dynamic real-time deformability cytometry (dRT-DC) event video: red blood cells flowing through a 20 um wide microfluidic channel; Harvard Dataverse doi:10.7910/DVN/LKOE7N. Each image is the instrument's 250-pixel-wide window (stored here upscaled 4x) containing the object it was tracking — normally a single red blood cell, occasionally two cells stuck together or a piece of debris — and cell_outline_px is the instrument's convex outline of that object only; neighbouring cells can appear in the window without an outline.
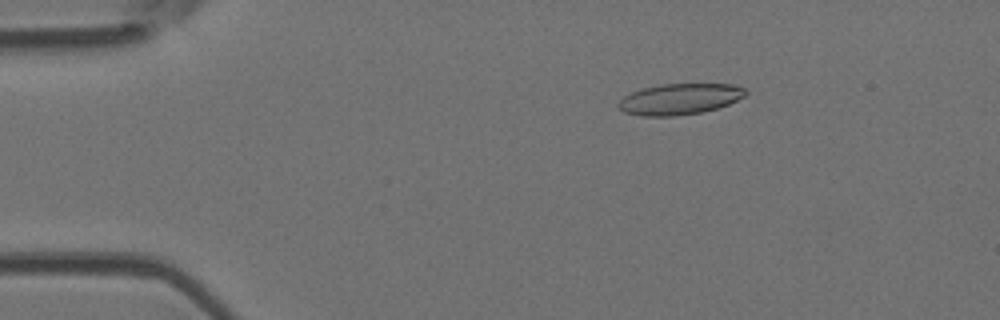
{"species": "Egyptian fruit bat (a non-hibernating species)", "species_latin": "Rousettus aegyptiacus", "temperature_condition": "room temperature", "stored_images_in_passage": 26, "camera_frame_rate_fps": 3000, "um_per_image_px": 0.085, "animal": {"sex": "female"}, "frame": {"image": 1, "passage_image": 5, "time_ms": 1.333, "image_size_px": [1000, 320], "cell_outline_px": [[748, 92], [744, 96], [728, 104], [716, 108], [700, 112], [676, 116], [640, 116], [624, 112], [616, 104], [624, 96], [632, 92], [644, 88], [660, 84], [736, 84], [744, 88]], "centroid_in_image_um": [57.76, 8.42], "position_along_channel_um": 27.2, "area_um2": 22.89}}
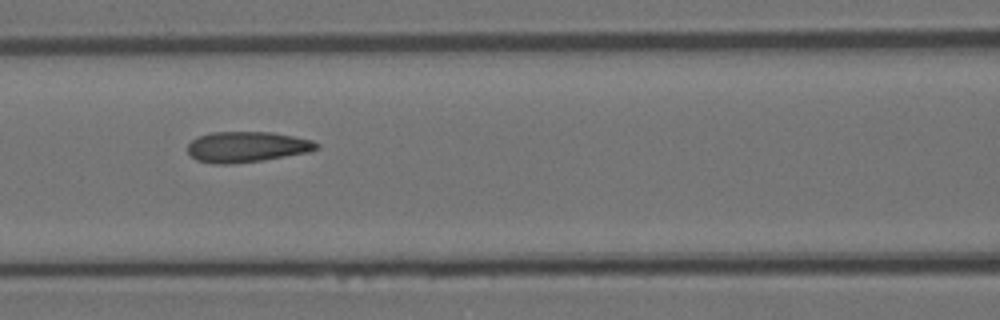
{"frame": {"image": 2, "passage_image": 19, "time_ms": 6.0, "image_size_px": [1000, 320], "cell_outline_px": [[320, 148], [308, 152], [264, 160], [228, 164], [212, 164], [196, 160], [188, 152], [188, 144], [196, 136], [212, 132], [272, 132], [312, 140], [320, 144]], "centroid_in_image_um": [20.97, 12.48], "position_along_channel_um": 145.6, "area_um2": 23.12}}
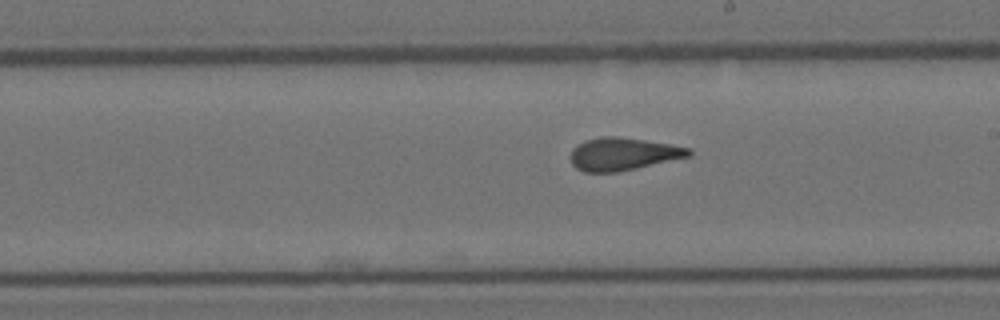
{"frame": {"image": 3, "passage_image": 26, "time_ms": 8.333, "image_size_px": [1000, 320], "cell_outline_px": [[692, 152], [688, 156], [636, 168], [616, 172], [584, 172], [576, 168], [572, 164], [572, 148], [588, 140], [600, 136], [616, 136], [672, 144], [692, 148]], "centroid_in_image_um": [52.97, 13.08], "position_along_channel_um": 236.0, "area_um2": 22.2}}